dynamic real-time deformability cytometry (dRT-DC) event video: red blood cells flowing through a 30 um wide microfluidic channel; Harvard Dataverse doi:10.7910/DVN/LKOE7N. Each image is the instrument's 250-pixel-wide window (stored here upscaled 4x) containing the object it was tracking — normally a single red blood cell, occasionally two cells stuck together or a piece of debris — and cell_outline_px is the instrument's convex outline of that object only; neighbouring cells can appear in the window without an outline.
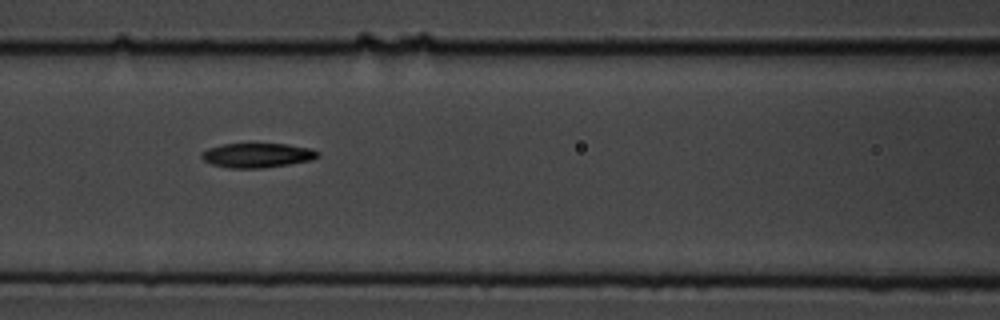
{"species": "common noctule bat (a hibernating species)", "species_latin": "Nyctalus noctula", "temperature_condition": "cold", "stored_images_in_passage": 15, "camera_frame_rate_fps": 3000, "um_per_image_px": 0.085, "animal": {"sex": "male", "body_mass_g": 19.5, "forearm_length_mm": 54.6}, "frame": {"image": 1, "passage_image": 7, "time_ms": 8.667, "image_size_px": [1000, 320], "cell_outline_px": [[320, 156], [312, 160], [288, 164], [260, 168], [228, 168], [212, 164], [204, 160], [200, 156], [200, 152], [208, 148], [224, 144], [288, 144], [312, 148], [320, 152]], "centroid_in_image_um": [21.88, 13.19], "position_along_channel_um": 144.7, "area_um2": 16.65}}
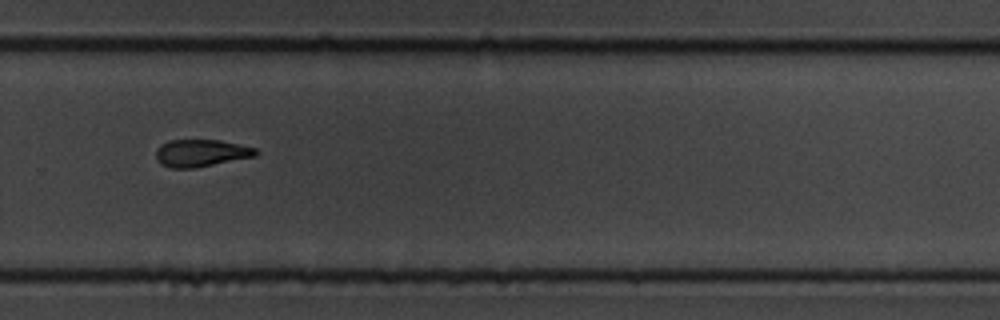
{"frame": {"image": 2, "passage_image": 11, "time_ms": 13.333, "image_size_px": [1000, 320], "cell_outline_px": [[260, 152], [256, 156], [196, 168], [172, 168], [160, 164], [156, 160], [156, 148], [160, 144], [168, 140], [220, 140], [256, 148]], "centroid_in_image_um": [17.07, 13.01], "position_along_channel_um": 312.7, "area_um2": 16.07}}
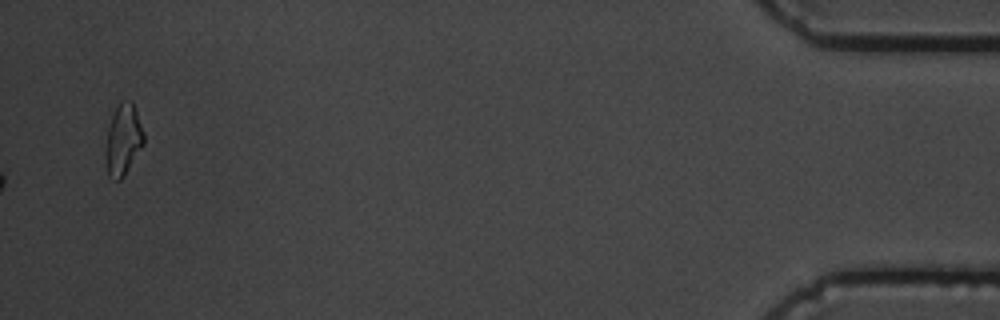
{"frame": {"image": 3, "passage_image": 15, "time_ms": 18.667, "image_size_px": [1000, 320], "cell_outline_px": [[144, 144], [124, 176], [120, 180], [116, 180], [108, 176], [108, 128], [112, 112], [116, 104], [120, 100], [132, 100], [144, 132]], "centroid_in_image_um": [10.52, 11.8], "position_along_channel_um": 424.7, "area_um2": 15.49}, "authors_computed_cell_mechanics": {"area_um2": 16.9354, "velocity_mm_per_s": 3.5984, "shape_relaxation_time_tau1_ms": 4.4808, "shape_relaxation_time_tau2_ms": 11.3098, "deformation_change_tau1": 0.139, "deformation_change_tau2": 0.1773}}